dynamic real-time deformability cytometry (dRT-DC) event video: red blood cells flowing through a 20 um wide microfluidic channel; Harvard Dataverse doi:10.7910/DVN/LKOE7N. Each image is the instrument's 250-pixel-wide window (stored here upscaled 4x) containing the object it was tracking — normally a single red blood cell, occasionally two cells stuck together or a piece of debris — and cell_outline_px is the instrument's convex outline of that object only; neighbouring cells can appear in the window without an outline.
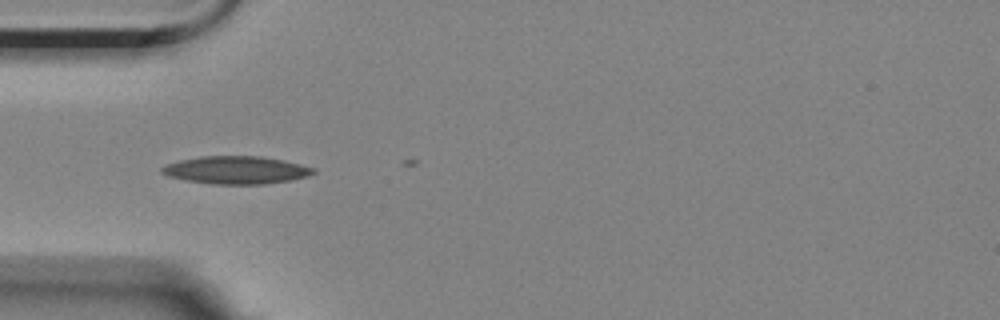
{"species": "Egyptian fruit bat (a non-hibernating species)", "species_latin": "Rousettus aegyptiacus", "temperature_condition": "room temperature", "stored_images_in_passage": 2, "camera_frame_rate_fps": 3000, "um_per_image_px": 0.085, "animal": {"sex": "female"}, "frame": {"image": 1, "passage_image": 1, "time_ms": 0.0, "image_size_px": [1000, 320], "cell_outline_px": [[316, 172], [308, 176], [292, 180], [264, 184], [212, 184], [184, 180], [168, 176], [160, 172], [160, 168], [164, 164], [180, 160], [200, 156], [260, 156], [284, 160], [316, 168]], "centroid_in_image_um": [20.06, 14.45], "position_along_channel_um": 64.9, "area_um2": 24.74}}